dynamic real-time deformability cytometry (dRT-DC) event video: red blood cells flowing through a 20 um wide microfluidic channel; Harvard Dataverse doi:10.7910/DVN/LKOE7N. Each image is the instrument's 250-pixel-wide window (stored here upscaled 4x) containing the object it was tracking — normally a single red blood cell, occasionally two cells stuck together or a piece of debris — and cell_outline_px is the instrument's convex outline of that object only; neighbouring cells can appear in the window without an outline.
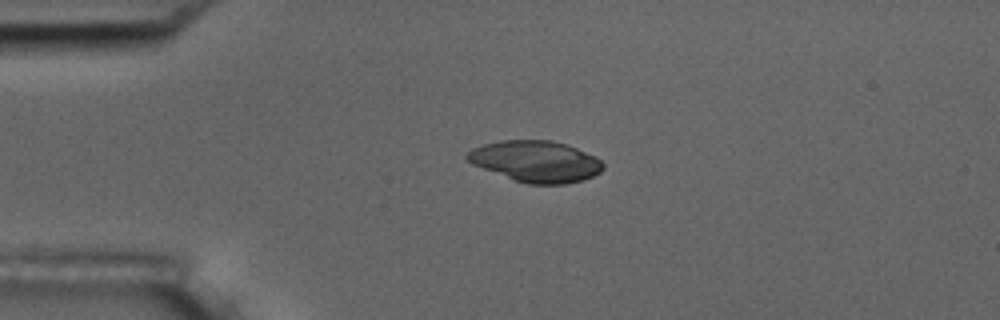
{"species": "common noctule bat (a hibernating species)", "species_latin": "Nyctalus noctula", "temperature_condition": "room temperature", "stored_images_in_passage": 3, "camera_frame_rate_fps": 3000, "um_per_image_px": 0.085, "animal": {"sex": "male", "body_mass_g": 17.5, "forearm_length_mm": 52.3}, "frame": {"image": 1, "passage_image": 1, "time_ms": 0.0, "image_size_px": [1000, 320], "cell_outline_px": [[604, 168], [600, 172], [584, 180], [564, 184], [528, 184], [516, 180], [472, 164], [464, 156], [472, 148], [484, 144], [500, 140], [552, 140], [568, 144], [596, 156], [604, 164]], "centroid_in_image_um": [45.57, 13.7], "position_along_channel_um": 39.4, "area_um2": 32.66}}